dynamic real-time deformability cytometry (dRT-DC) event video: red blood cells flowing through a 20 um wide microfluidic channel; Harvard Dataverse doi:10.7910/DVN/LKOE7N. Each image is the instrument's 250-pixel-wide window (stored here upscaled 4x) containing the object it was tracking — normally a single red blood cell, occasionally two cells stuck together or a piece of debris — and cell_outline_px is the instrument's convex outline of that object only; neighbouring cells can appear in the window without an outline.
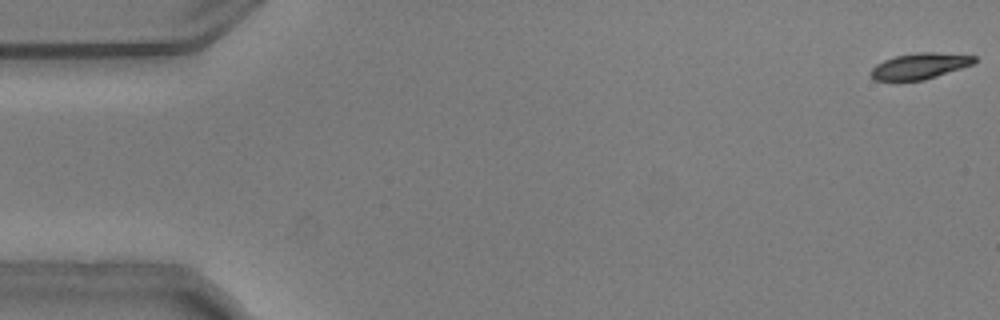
{"species": "common noctule bat (a hibernating species)", "species_latin": "Nyctalus noctula", "temperature_condition": "warm", "stored_images_in_passage": 55, "camera_frame_rate_fps": 3000, "um_per_image_px": 0.085, "animal": {"sex": "male", "body_mass_g": 20.5, "forearm_length_mm": 52.5}, "frame": {"image": 1, "passage_image": 1, "time_ms": 0.0, "image_size_px": [1000, 320], "cell_outline_px": [[976, 60], [972, 64], [924, 80], [876, 80], [868, 72], [876, 64], [884, 60], [896, 56], [916, 52], [936, 52], [976, 56]], "centroid_in_image_um": [78.15, 5.6], "position_along_channel_um": 6.8, "area_um2": 15.43}}
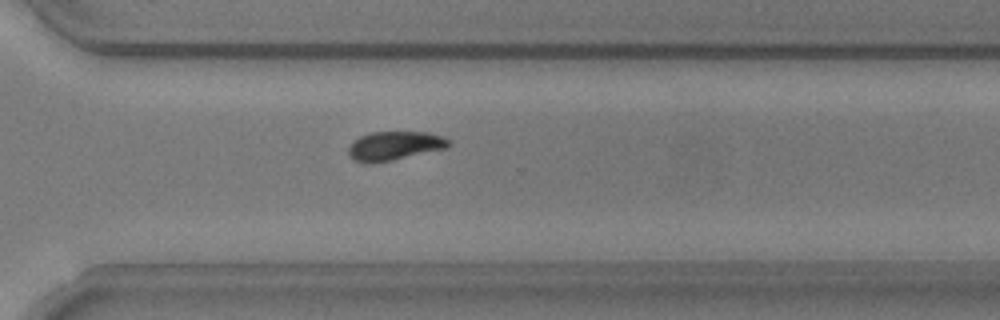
{"frame": {"image": 2, "passage_image": 39, "time_ms": 12.667, "image_size_px": [1000, 320], "cell_outline_px": [[452, 144], [448, 148], [392, 160], [356, 160], [348, 156], [348, 148], [360, 136], [372, 132], [428, 132], [440, 136], [448, 140]], "centroid_in_image_um": [33.61, 12.35], "position_along_channel_um": 337.0, "area_um2": 16.24}}
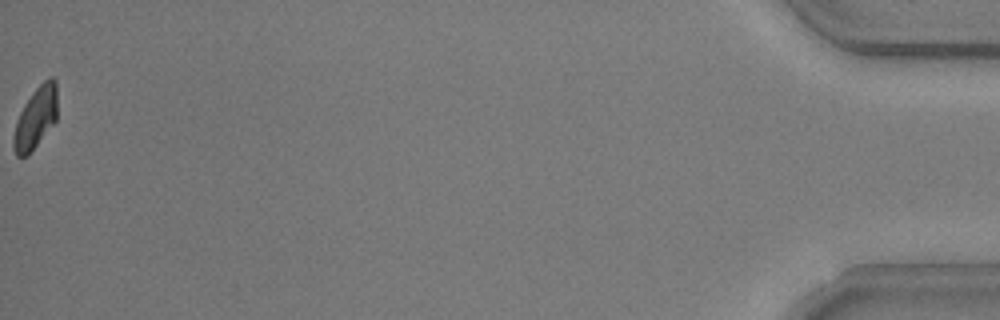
{"frame": {"image": 3, "passage_image": 55, "time_ms": 18.0, "image_size_px": [1000, 320], "cell_outline_px": [[56, 120], [36, 144], [24, 156], [16, 156], [12, 148], [12, 136], [16, 120], [24, 104], [36, 88], [48, 76], [52, 76], [56, 80]], "centroid_in_image_um": [3.0, 9.98], "position_along_channel_um": 432.2, "area_um2": 15.43}, "authors_computed_cell_mechanics": {"area_um2": 16.762, "velocity_mm_per_s": 3.7205, "shape_relaxation_time_tau1_ms": 1.778, "shape_relaxation_time_tau2_ms": null, "deformation_change_tau1": 0.1121, "deformation_change_tau2": null}}